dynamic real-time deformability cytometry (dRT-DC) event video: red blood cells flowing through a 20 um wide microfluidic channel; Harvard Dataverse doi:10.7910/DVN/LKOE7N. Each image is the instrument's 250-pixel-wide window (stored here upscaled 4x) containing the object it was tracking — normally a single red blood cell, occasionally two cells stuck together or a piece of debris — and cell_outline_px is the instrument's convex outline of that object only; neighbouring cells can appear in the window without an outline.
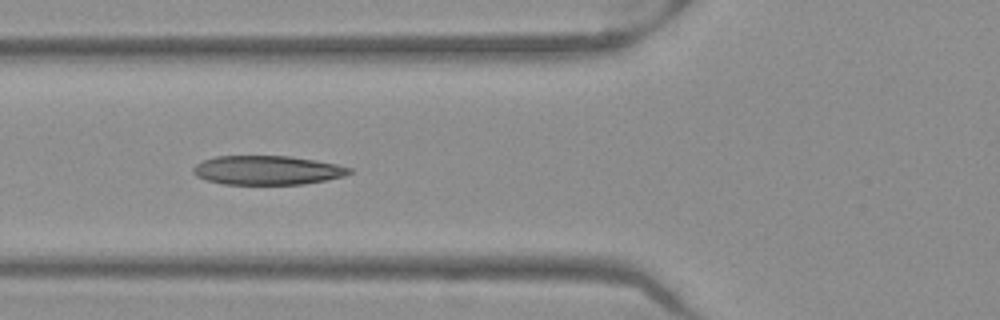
{"species": "Egyptian fruit bat (a non-hibernating species)", "species_latin": "Rousettus aegyptiacus", "temperature_condition": "warm", "stored_images_in_passage": 18, "camera_frame_rate_fps": 3000, "um_per_image_px": 0.085, "frame": {"image": 1, "passage_image": 6, "time_ms": 1.667, "image_size_px": [1000, 320], "cell_outline_px": [[352, 172], [344, 176], [304, 184], [224, 184], [208, 180], [196, 176], [192, 172], [192, 168], [196, 164], [204, 160], [216, 156], [292, 156], [316, 160], [336, 164], [352, 168]], "centroid_in_image_um": [22.72, 14.46], "position_along_channel_um": 103.1, "area_um2": 26.41}}
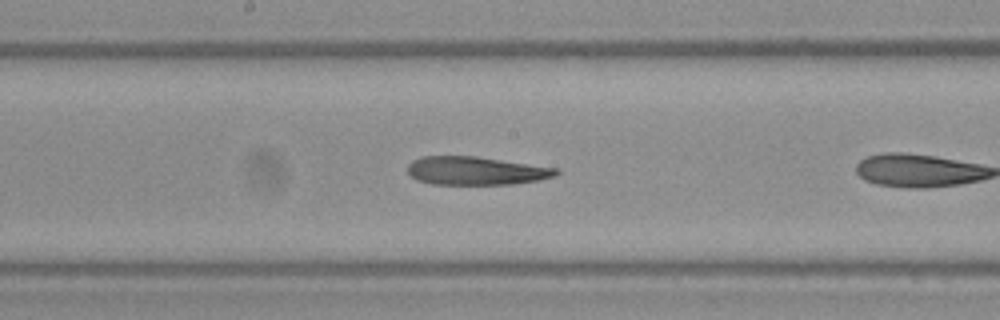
{"frame": {"image": 2, "passage_image": 11, "time_ms": 3.333, "image_size_px": [1000, 320], "cell_outline_px": [[560, 172], [556, 176], [540, 180], [512, 184], [432, 184], [416, 180], [408, 172], [408, 164], [412, 160], [424, 156], [476, 156], [560, 168]], "centroid_in_image_um": [40.49, 14.51], "position_along_channel_um": 207.7, "area_um2": 24.68}}